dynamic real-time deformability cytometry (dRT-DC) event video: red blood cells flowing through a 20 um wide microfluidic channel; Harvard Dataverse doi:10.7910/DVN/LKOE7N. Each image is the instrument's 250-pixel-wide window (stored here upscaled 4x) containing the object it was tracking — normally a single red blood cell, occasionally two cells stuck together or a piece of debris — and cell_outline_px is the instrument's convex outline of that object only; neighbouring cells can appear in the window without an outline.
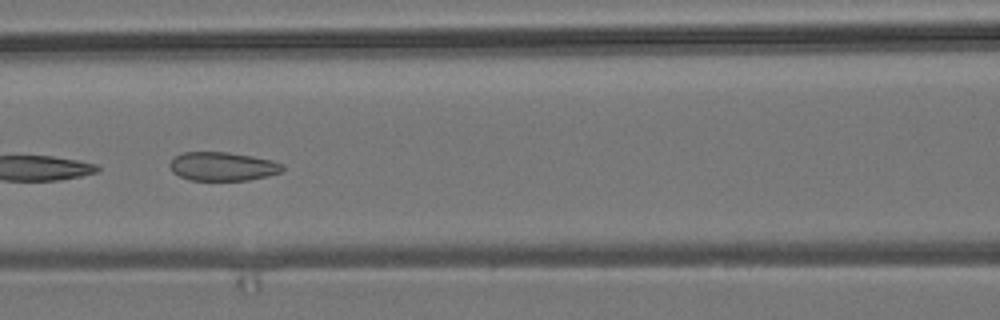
{"species": "common noctule bat (a hibernating species)", "species_latin": "Nyctalus noctula", "temperature_condition": "room temperature", "stored_images_in_passage": 6, "camera_frame_rate_fps": 3000, "um_per_image_px": 0.085, "animal": {"sex": "male", "body_mass_g": 19.2, "forearm_length_mm": 51.8}, "frame": {"image": 1, "passage_image": 4, "time_ms": 5.667, "image_size_px": [1000, 320], "cell_outline_px": [[284, 168], [280, 172], [268, 176], [248, 180], [192, 180], [180, 176], [172, 172], [168, 164], [172, 156], [184, 152], [228, 152], [252, 156], [272, 160], [284, 164]], "centroid_in_image_um": [18.9, 14.13], "position_along_channel_um": 147.7, "area_um2": 19.02}}
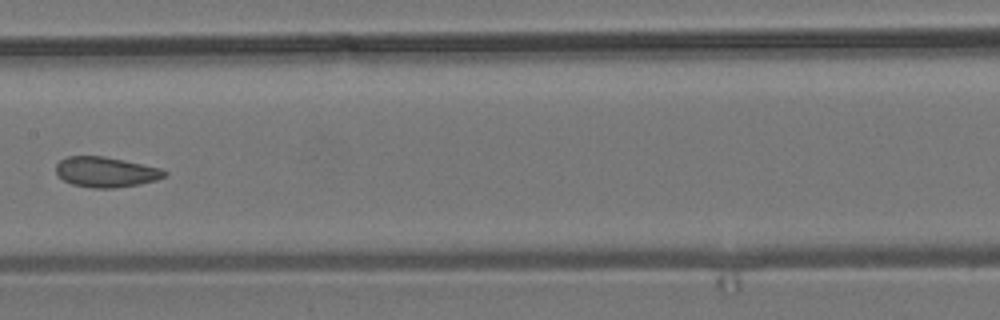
{"frame": {"image": 2, "passage_image": 5, "time_ms": 7.0, "image_size_px": [1000, 320], "cell_outline_px": [[168, 172], [164, 176], [156, 180], [140, 184], [112, 188], [92, 188], [72, 184], [64, 180], [56, 172], [56, 164], [60, 160], [68, 156], [104, 156], [124, 160], [160, 168]], "centroid_in_image_um": [8.99, 14.62], "position_along_channel_um": 198.4, "area_um2": 19.02}}
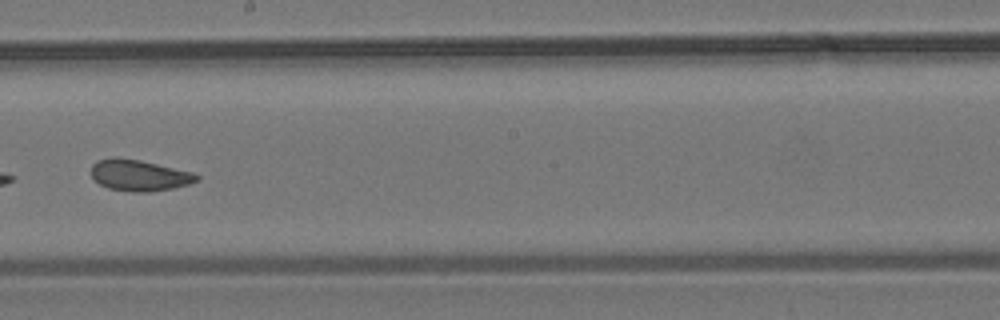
{"frame": {"image": 3, "passage_image": 6, "time_ms": 8.0, "image_size_px": [1000, 320], "cell_outline_px": [[200, 180], [188, 184], [172, 188], [152, 192], [132, 192], [108, 188], [100, 184], [92, 176], [92, 164], [96, 160], [112, 156], [116, 156], [140, 160], [192, 172], [200, 176]], "centroid_in_image_um": [11.82, 14.89], "position_along_channel_um": 236.4, "area_um2": 19.31}}